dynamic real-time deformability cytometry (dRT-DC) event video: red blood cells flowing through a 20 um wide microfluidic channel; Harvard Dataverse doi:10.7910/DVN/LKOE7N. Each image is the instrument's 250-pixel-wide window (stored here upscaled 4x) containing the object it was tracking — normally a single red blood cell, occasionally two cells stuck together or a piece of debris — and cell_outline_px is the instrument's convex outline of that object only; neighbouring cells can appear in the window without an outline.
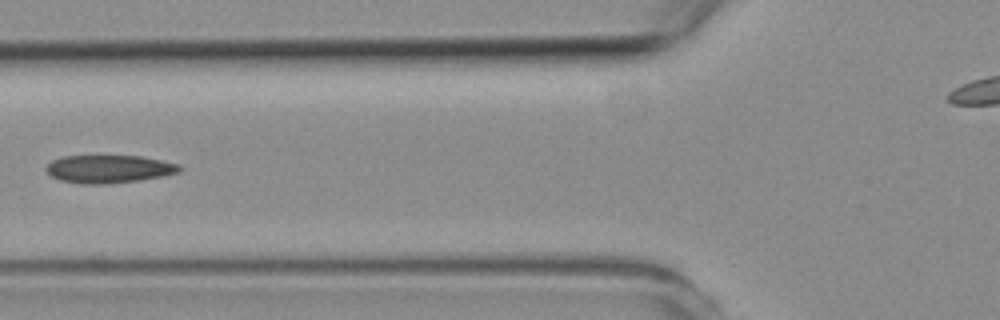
{"species": "common noctule bat (a hibernating species)", "species_latin": "Nyctalus noctula", "temperature_condition": "room temperature", "stored_images_in_passage": 7, "segment_of_instrument_passage": [1, 2], "camera_frame_rate_fps": 3000, "um_per_image_px": 0.085, "animal": {"sex": "female", "body_mass_g": 19.3, "forearm_length_mm": 54.1}, "frame": {"image": 1, "passage_image": 6, "time_ms": 6.0, "image_size_px": [1000, 320], "cell_outline_px": [[184, 168], [180, 172], [164, 176], [140, 180], [104, 184], [84, 184], [60, 180], [52, 176], [44, 168], [52, 160], [60, 156], [140, 156], [180, 164]], "centroid_in_image_um": [9.28, 14.36], "position_along_channel_um": 116.5, "area_um2": 21.79}}